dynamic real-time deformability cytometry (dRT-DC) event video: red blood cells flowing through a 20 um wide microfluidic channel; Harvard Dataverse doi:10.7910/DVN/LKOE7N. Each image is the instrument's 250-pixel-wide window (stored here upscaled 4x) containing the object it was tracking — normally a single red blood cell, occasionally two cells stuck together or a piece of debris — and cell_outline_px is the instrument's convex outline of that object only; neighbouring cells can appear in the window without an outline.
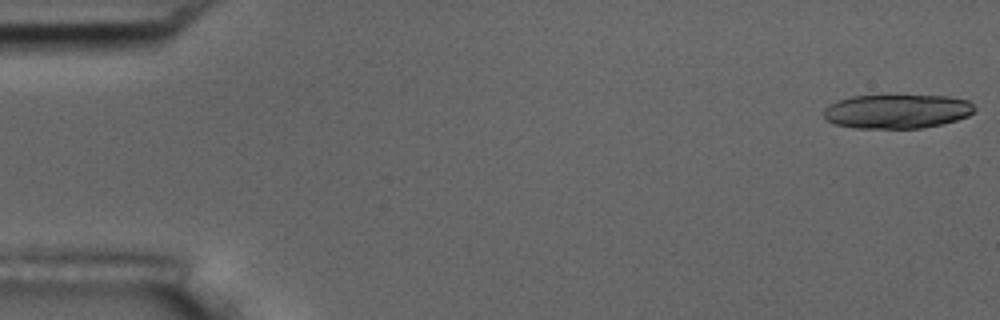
{"species": "common noctule bat (a hibernating species)", "species_latin": "Nyctalus noctula", "temperature_condition": "room temperature", "stored_images_in_passage": 4, "camera_frame_rate_fps": 3000, "um_per_image_px": 0.085, "animal": {"sex": "male", "body_mass_g": 17.5, "forearm_length_mm": 52.3}, "frame": {"image": 1, "passage_image": 1, "time_ms": 0.0, "image_size_px": [1000, 320], "cell_outline_px": [[976, 112], [968, 116], [956, 120], [940, 124], [920, 128], [856, 128], [836, 124], [828, 120], [824, 116], [824, 108], [840, 100], [852, 96], [948, 96], [968, 100], [976, 108]], "centroid_in_image_um": [76.29, 9.47], "position_along_channel_um": 8.7, "area_um2": 29.71}}